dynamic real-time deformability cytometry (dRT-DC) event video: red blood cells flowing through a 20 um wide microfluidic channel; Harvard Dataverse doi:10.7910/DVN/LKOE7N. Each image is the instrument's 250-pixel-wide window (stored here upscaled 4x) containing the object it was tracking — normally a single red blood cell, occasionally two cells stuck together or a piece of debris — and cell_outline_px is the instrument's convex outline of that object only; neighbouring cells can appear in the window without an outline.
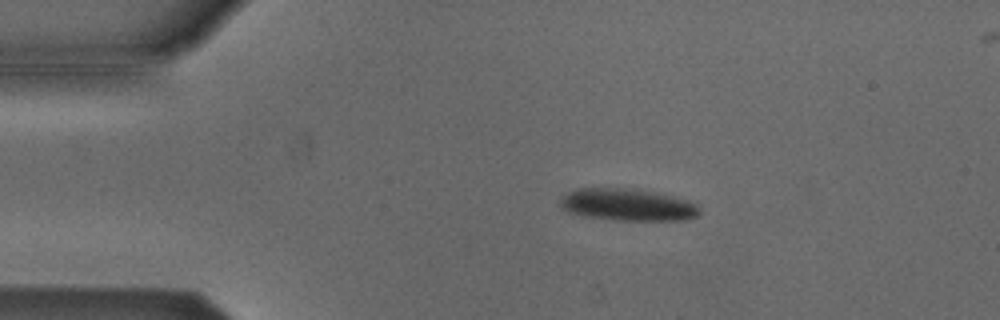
{"species": "Egyptian fruit bat (a non-hibernating species)", "species_latin": "Rousettus aegyptiacus", "temperature_condition": "cold", "stored_images_in_passage": 44, "camera_frame_rate_fps": 3000, "um_per_image_px": 0.085, "animal": {"sex": "male"}, "frame": {"image": 1, "passage_image": 1, "time_ms": 0.0, "image_size_px": [1000, 320], "cell_outline_px": [[700, 212], [696, 216], [684, 220], [616, 220], [584, 216], [568, 212], [560, 208], [560, 200], [568, 192], [576, 188], [620, 188], [648, 192], [668, 196], [684, 200], [696, 204]], "centroid_in_image_um": [53.26, 17.42], "position_along_channel_um": 31.7, "area_um2": 25.49}}
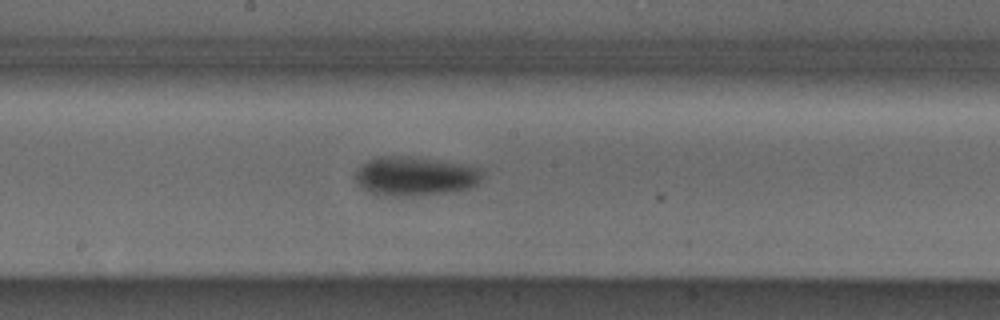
{"frame": {"image": 2, "passage_image": 19, "time_ms": 6.0, "image_size_px": [1000, 320], "cell_outline_px": [[484, 172], [480, 184], [472, 188], [452, 192], [412, 196], [380, 196], [368, 192], [360, 188], [356, 184], [356, 168], [368, 160], [380, 156], [408, 156], [436, 160], [480, 168]], "centroid_in_image_um": [35.26, 15.0], "position_along_channel_um": 212.9, "area_um2": 29.42}}
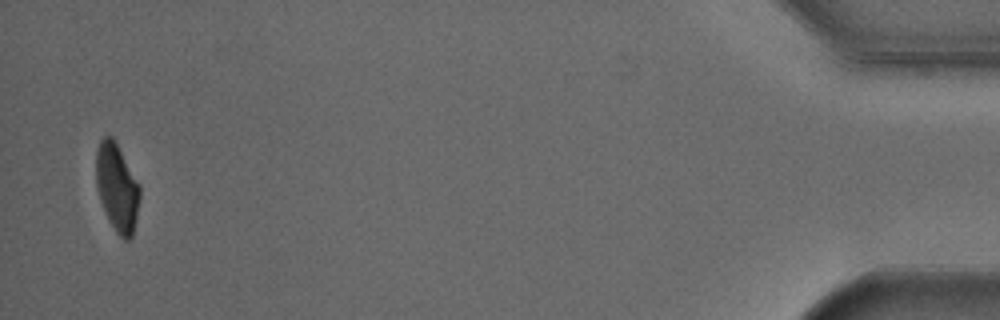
{"frame": {"image": 3, "passage_image": 43, "time_ms": 14.0, "image_size_px": [1000, 320], "cell_outline_px": [[140, 196], [132, 236], [128, 240], [124, 240], [116, 232], [100, 200], [96, 184], [96, 152], [100, 140], [104, 136], [112, 136], [140, 184]], "centroid_in_image_um": [9.95, 15.91], "position_along_channel_um": 425.3, "area_um2": 22.02}}